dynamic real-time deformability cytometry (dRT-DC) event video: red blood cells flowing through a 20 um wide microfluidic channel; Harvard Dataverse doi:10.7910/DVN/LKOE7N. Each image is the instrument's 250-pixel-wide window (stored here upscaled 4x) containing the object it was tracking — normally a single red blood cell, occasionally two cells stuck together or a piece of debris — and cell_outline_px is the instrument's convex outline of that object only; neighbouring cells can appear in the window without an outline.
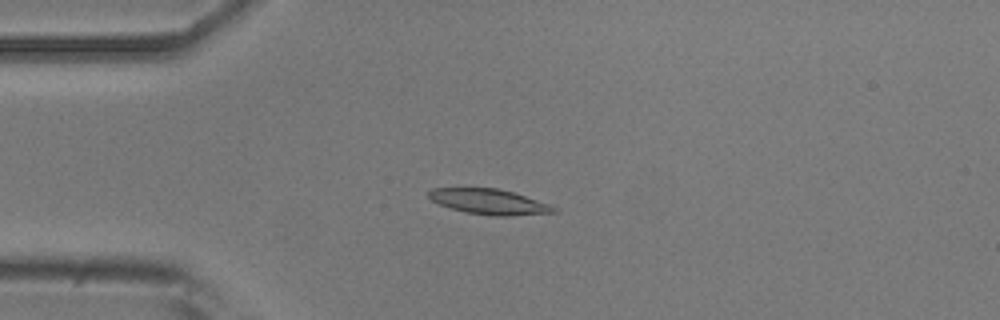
{"species": "common noctule bat (a hibernating species)", "species_latin": "Nyctalus noctula", "temperature_condition": "room temperature", "stored_images_in_passage": 4, "camera_frame_rate_fps": 3000, "um_per_image_px": 0.085, "animal": {"sex": "male", "body_mass_g": 20.5, "forearm_length_mm": 52.5}, "frame": {"image": 1, "passage_image": 4, "time_ms": 1.0, "image_size_px": [1000, 320], "cell_outline_px": [[556, 212], [508, 216], [492, 216], [468, 212], [452, 208], [440, 204], [432, 200], [428, 196], [428, 192], [432, 188], [496, 188], [512, 192], [548, 204], [556, 208]], "centroid_in_image_um": [41.55, 17.14], "position_along_channel_um": 43.5, "area_um2": 18.03}}